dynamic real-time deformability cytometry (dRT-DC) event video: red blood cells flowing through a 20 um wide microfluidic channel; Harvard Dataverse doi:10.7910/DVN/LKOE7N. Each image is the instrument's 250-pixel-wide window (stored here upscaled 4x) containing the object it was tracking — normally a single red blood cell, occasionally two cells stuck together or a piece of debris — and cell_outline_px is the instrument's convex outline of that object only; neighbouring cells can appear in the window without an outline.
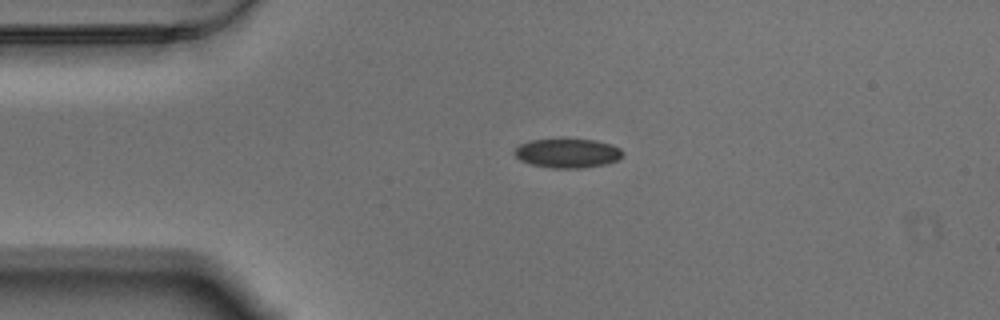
{"species": "Egyptian fruit bat (a non-hibernating species)", "species_latin": "Rousettus aegyptiacus", "temperature_condition": "warm", "stored_images_in_passage": 46, "camera_frame_rate_fps": 3000, "um_per_image_px": 0.085, "animal": {"sex": "male"}, "frame": {"image": 1, "passage_image": 1, "time_ms": 0.0, "image_size_px": [1000, 320], "cell_outline_px": [[624, 156], [620, 160], [608, 164], [580, 168], [552, 168], [532, 164], [520, 160], [512, 152], [520, 144], [528, 140], [596, 140], [612, 144], [620, 148], [624, 152]], "centroid_in_image_um": [48.29, 13.03], "position_along_channel_um": 36.7, "area_um2": 18.5}}
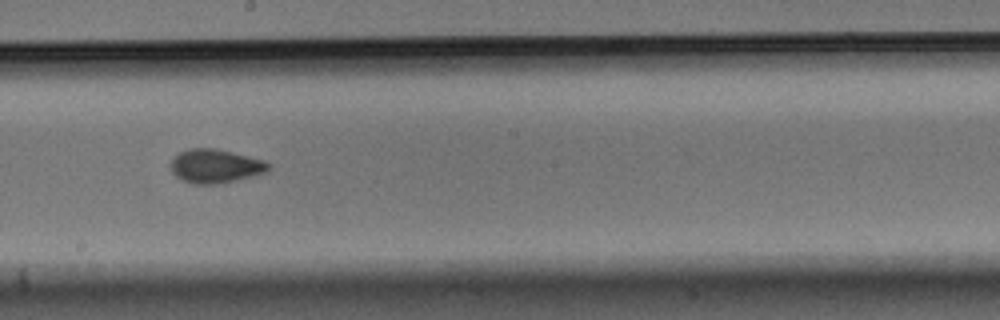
{"frame": {"image": 2, "passage_image": 20, "time_ms": 6.333, "image_size_px": [1000, 320], "cell_outline_px": [[272, 168], [268, 172], [224, 184], [192, 184], [176, 176], [172, 172], [168, 164], [180, 152], [188, 148], [216, 148], [264, 160], [272, 164]], "centroid_in_image_um": [18.35, 14.13], "position_along_channel_um": 229.9, "area_um2": 19.65}}
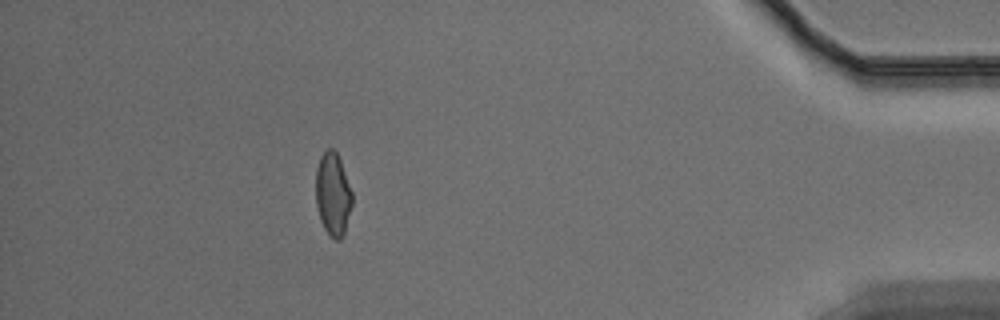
{"frame": {"image": 3, "passage_image": 40, "time_ms": 13.0, "image_size_px": [1000, 320], "cell_outline_px": [[352, 204], [344, 232], [340, 240], [336, 240], [328, 236], [320, 220], [316, 204], [316, 168], [320, 156], [328, 148], [332, 148], [336, 152], [340, 160], [352, 192]], "centroid_in_image_um": [28.28, 16.52], "position_along_channel_um": 406.9, "area_um2": 17.57}, "authors_computed_cell_mechanics": {"area_um2": 18.6405, "velocity_mm_per_s": 3.4723, "shape_relaxation_time_tau1_ms": 7.4758, "shape_relaxation_time_tau2_ms": 1.8418, "deformation_change_tau1": 0.1289, "deformation_change_tau2": 0.0524}}